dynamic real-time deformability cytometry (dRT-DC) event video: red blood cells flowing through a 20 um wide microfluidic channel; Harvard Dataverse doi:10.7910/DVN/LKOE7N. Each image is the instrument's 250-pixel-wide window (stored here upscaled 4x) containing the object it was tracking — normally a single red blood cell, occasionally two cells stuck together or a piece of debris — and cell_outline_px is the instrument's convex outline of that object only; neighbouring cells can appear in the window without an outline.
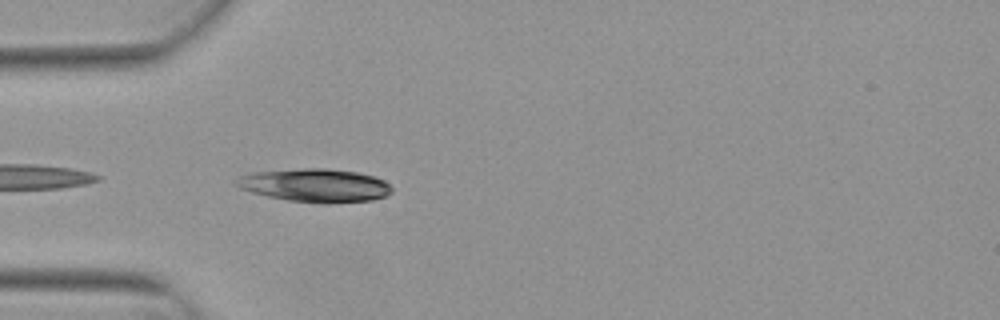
{"species": "Egyptian fruit bat (a non-hibernating species)", "species_latin": "Rousettus aegyptiacus", "temperature_condition": "warm", "stored_images_in_passage": 15, "camera_frame_rate_fps": 3000, "um_per_image_px": 0.085, "animal": {"sex": "female"}, "frame": {"image": 1, "passage_image": 1, "time_ms": 0.0, "image_size_px": [1000, 320], "cell_outline_px": [[392, 192], [388, 196], [372, 200], [328, 204], [324, 204], [288, 200], [268, 196], [252, 192], [240, 188], [232, 184], [240, 176], [256, 172], [304, 168], [324, 168], [356, 172], [376, 176], [384, 180], [392, 188]], "centroid_in_image_um": [26.83, 15.76], "position_along_channel_um": 58.2, "area_um2": 30.29}}
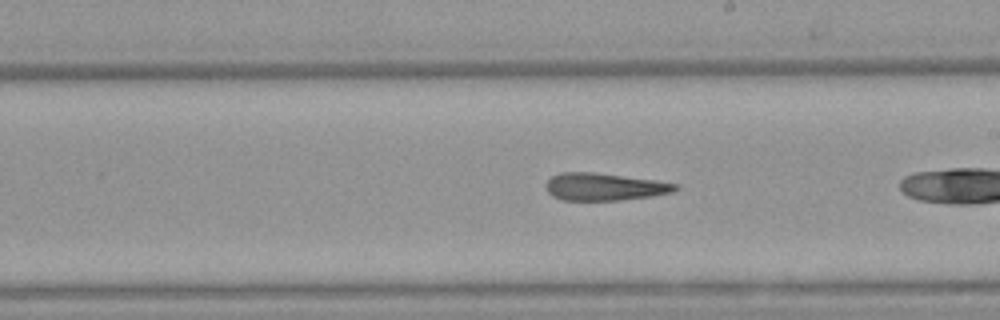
{"frame": {"image": 2, "passage_image": 13, "time_ms": 4.0, "image_size_px": [1000, 320], "cell_outline_px": [[680, 188], [672, 192], [652, 196], [620, 200], [560, 200], [552, 196], [548, 192], [544, 184], [552, 176], [560, 172], [592, 172], [656, 180], [680, 184]], "centroid_in_image_um": [51.37, 15.87], "position_along_channel_um": 237.6, "area_um2": 20.81}}